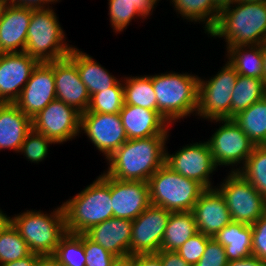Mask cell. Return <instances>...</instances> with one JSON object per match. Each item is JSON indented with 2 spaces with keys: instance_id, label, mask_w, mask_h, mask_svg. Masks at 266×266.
<instances>
[{
  "instance_id": "1",
  "label": "cell",
  "mask_w": 266,
  "mask_h": 266,
  "mask_svg": "<svg viewBox=\"0 0 266 266\" xmlns=\"http://www.w3.org/2000/svg\"><path fill=\"white\" fill-rule=\"evenodd\" d=\"M168 136L128 139L106 161L108 176L123 181L147 182L165 164Z\"/></svg>"
},
{
  "instance_id": "2",
  "label": "cell",
  "mask_w": 266,
  "mask_h": 266,
  "mask_svg": "<svg viewBox=\"0 0 266 266\" xmlns=\"http://www.w3.org/2000/svg\"><path fill=\"white\" fill-rule=\"evenodd\" d=\"M235 5V6H234ZM220 11L211 37H223L226 47L259 45L266 41V3L235 2Z\"/></svg>"
},
{
  "instance_id": "3",
  "label": "cell",
  "mask_w": 266,
  "mask_h": 266,
  "mask_svg": "<svg viewBox=\"0 0 266 266\" xmlns=\"http://www.w3.org/2000/svg\"><path fill=\"white\" fill-rule=\"evenodd\" d=\"M62 207L69 233L84 234L92 226L112 218L110 176L104 171L92 184L62 203Z\"/></svg>"
},
{
  "instance_id": "4",
  "label": "cell",
  "mask_w": 266,
  "mask_h": 266,
  "mask_svg": "<svg viewBox=\"0 0 266 266\" xmlns=\"http://www.w3.org/2000/svg\"><path fill=\"white\" fill-rule=\"evenodd\" d=\"M199 77L188 73L152 75L157 111L172 125L181 118L196 114Z\"/></svg>"
},
{
  "instance_id": "5",
  "label": "cell",
  "mask_w": 266,
  "mask_h": 266,
  "mask_svg": "<svg viewBox=\"0 0 266 266\" xmlns=\"http://www.w3.org/2000/svg\"><path fill=\"white\" fill-rule=\"evenodd\" d=\"M12 225L26 241L29 250L42 256L53 255L67 233L62 205L49 214L27 210L11 218Z\"/></svg>"
},
{
  "instance_id": "6",
  "label": "cell",
  "mask_w": 266,
  "mask_h": 266,
  "mask_svg": "<svg viewBox=\"0 0 266 266\" xmlns=\"http://www.w3.org/2000/svg\"><path fill=\"white\" fill-rule=\"evenodd\" d=\"M65 39V33L52 7L33 9L24 52L40 63L64 59L73 48Z\"/></svg>"
},
{
  "instance_id": "7",
  "label": "cell",
  "mask_w": 266,
  "mask_h": 266,
  "mask_svg": "<svg viewBox=\"0 0 266 266\" xmlns=\"http://www.w3.org/2000/svg\"><path fill=\"white\" fill-rule=\"evenodd\" d=\"M150 204L171 212H189L205 188L192 179L162 165L147 181Z\"/></svg>"
},
{
  "instance_id": "8",
  "label": "cell",
  "mask_w": 266,
  "mask_h": 266,
  "mask_svg": "<svg viewBox=\"0 0 266 266\" xmlns=\"http://www.w3.org/2000/svg\"><path fill=\"white\" fill-rule=\"evenodd\" d=\"M238 73L227 61L209 80L199 77L196 115L208 120L231 119V98Z\"/></svg>"
},
{
  "instance_id": "9",
  "label": "cell",
  "mask_w": 266,
  "mask_h": 266,
  "mask_svg": "<svg viewBox=\"0 0 266 266\" xmlns=\"http://www.w3.org/2000/svg\"><path fill=\"white\" fill-rule=\"evenodd\" d=\"M219 185L232 221L252 225L266 214V198L238 172L228 173Z\"/></svg>"
},
{
  "instance_id": "10",
  "label": "cell",
  "mask_w": 266,
  "mask_h": 266,
  "mask_svg": "<svg viewBox=\"0 0 266 266\" xmlns=\"http://www.w3.org/2000/svg\"><path fill=\"white\" fill-rule=\"evenodd\" d=\"M210 121L222 123L207 141L216 167L232 166L229 172H238L253 152L254 143L233 119ZM238 164H240L239 168H237Z\"/></svg>"
},
{
  "instance_id": "11",
  "label": "cell",
  "mask_w": 266,
  "mask_h": 266,
  "mask_svg": "<svg viewBox=\"0 0 266 266\" xmlns=\"http://www.w3.org/2000/svg\"><path fill=\"white\" fill-rule=\"evenodd\" d=\"M81 113L55 99L32 118V129L55 144H63L80 133Z\"/></svg>"
},
{
  "instance_id": "12",
  "label": "cell",
  "mask_w": 266,
  "mask_h": 266,
  "mask_svg": "<svg viewBox=\"0 0 266 266\" xmlns=\"http://www.w3.org/2000/svg\"><path fill=\"white\" fill-rule=\"evenodd\" d=\"M165 164L174 172L197 181L205 189L214 188L210 176L217 167L207 141L187 144L175 154L166 150Z\"/></svg>"
},
{
  "instance_id": "13",
  "label": "cell",
  "mask_w": 266,
  "mask_h": 266,
  "mask_svg": "<svg viewBox=\"0 0 266 266\" xmlns=\"http://www.w3.org/2000/svg\"><path fill=\"white\" fill-rule=\"evenodd\" d=\"M171 211L149 205L132 221L130 255L156 254L164 236Z\"/></svg>"
},
{
  "instance_id": "14",
  "label": "cell",
  "mask_w": 266,
  "mask_h": 266,
  "mask_svg": "<svg viewBox=\"0 0 266 266\" xmlns=\"http://www.w3.org/2000/svg\"><path fill=\"white\" fill-rule=\"evenodd\" d=\"M80 130L105 155V159L128 140L119 113H82Z\"/></svg>"
},
{
  "instance_id": "15",
  "label": "cell",
  "mask_w": 266,
  "mask_h": 266,
  "mask_svg": "<svg viewBox=\"0 0 266 266\" xmlns=\"http://www.w3.org/2000/svg\"><path fill=\"white\" fill-rule=\"evenodd\" d=\"M55 99L54 70L47 62H42L33 70L14 104L32 119Z\"/></svg>"
},
{
  "instance_id": "16",
  "label": "cell",
  "mask_w": 266,
  "mask_h": 266,
  "mask_svg": "<svg viewBox=\"0 0 266 266\" xmlns=\"http://www.w3.org/2000/svg\"><path fill=\"white\" fill-rule=\"evenodd\" d=\"M40 62L26 52L0 53V103H14Z\"/></svg>"
},
{
  "instance_id": "17",
  "label": "cell",
  "mask_w": 266,
  "mask_h": 266,
  "mask_svg": "<svg viewBox=\"0 0 266 266\" xmlns=\"http://www.w3.org/2000/svg\"><path fill=\"white\" fill-rule=\"evenodd\" d=\"M113 217L134 220L149 205V186L142 181H123L110 177Z\"/></svg>"
},
{
  "instance_id": "18",
  "label": "cell",
  "mask_w": 266,
  "mask_h": 266,
  "mask_svg": "<svg viewBox=\"0 0 266 266\" xmlns=\"http://www.w3.org/2000/svg\"><path fill=\"white\" fill-rule=\"evenodd\" d=\"M54 70L56 99L85 113L90 95L81 81L76 65L68 58L47 62Z\"/></svg>"
},
{
  "instance_id": "19",
  "label": "cell",
  "mask_w": 266,
  "mask_h": 266,
  "mask_svg": "<svg viewBox=\"0 0 266 266\" xmlns=\"http://www.w3.org/2000/svg\"><path fill=\"white\" fill-rule=\"evenodd\" d=\"M192 212L197 232L211 238L232 221L225 199L216 186L201 193Z\"/></svg>"
},
{
  "instance_id": "20",
  "label": "cell",
  "mask_w": 266,
  "mask_h": 266,
  "mask_svg": "<svg viewBox=\"0 0 266 266\" xmlns=\"http://www.w3.org/2000/svg\"><path fill=\"white\" fill-rule=\"evenodd\" d=\"M32 8L0 6V53L24 52ZM20 47V48H19Z\"/></svg>"
},
{
  "instance_id": "21",
  "label": "cell",
  "mask_w": 266,
  "mask_h": 266,
  "mask_svg": "<svg viewBox=\"0 0 266 266\" xmlns=\"http://www.w3.org/2000/svg\"><path fill=\"white\" fill-rule=\"evenodd\" d=\"M119 115L128 139L169 136L170 124L158 111L124 104Z\"/></svg>"
},
{
  "instance_id": "22",
  "label": "cell",
  "mask_w": 266,
  "mask_h": 266,
  "mask_svg": "<svg viewBox=\"0 0 266 266\" xmlns=\"http://www.w3.org/2000/svg\"><path fill=\"white\" fill-rule=\"evenodd\" d=\"M132 220L112 217L84 234L116 257L130 255Z\"/></svg>"
},
{
  "instance_id": "23",
  "label": "cell",
  "mask_w": 266,
  "mask_h": 266,
  "mask_svg": "<svg viewBox=\"0 0 266 266\" xmlns=\"http://www.w3.org/2000/svg\"><path fill=\"white\" fill-rule=\"evenodd\" d=\"M32 130V119L14 103H0V150L19 149Z\"/></svg>"
},
{
  "instance_id": "24",
  "label": "cell",
  "mask_w": 266,
  "mask_h": 266,
  "mask_svg": "<svg viewBox=\"0 0 266 266\" xmlns=\"http://www.w3.org/2000/svg\"><path fill=\"white\" fill-rule=\"evenodd\" d=\"M68 58L76 65L81 81L85 84L90 96L113 87L119 81L90 55L80 51L75 46Z\"/></svg>"
},
{
  "instance_id": "25",
  "label": "cell",
  "mask_w": 266,
  "mask_h": 266,
  "mask_svg": "<svg viewBox=\"0 0 266 266\" xmlns=\"http://www.w3.org/2000/svg\"><path fill=\"white\" fill-rule=\"evenodd\" d=\"M213 238L225 247L228 262L252 256L251 225L231 221Z\"/></svg>"
},
{
  "instance_id": "26",
  "label": "cell",
  "mask_w": 266,
  "mask_h": 266,
  "mask_svg": "<svg viewBox=\"0 0 266 266\" xmlns=\"http://www.w3.org/2000/svg\"><path fill=\"white\" fill-rule=\"evenodd\" d=\"M196 232V222L192 211L171 212L160 250L176 251Z\"/></svg>"
},
{
  "instance_id": "27",
  "label": "cell",
  "mask_w": 266,
  "mask_h": 266,
  "mask_svg": "<svg viewBox=\"0 0 266 266\" xmlns=\"http://www.w3.org/2000/svg\"><path fill=\"white\" fill-rule=\"evenodd\" d=\"M255 146L266 145V96L233 117Z\"/></svg>"
},
{
  "instance_id": "28",
  "label": "cell",
  "mask_w": 266,
  "mask_h": 266,
  "mask_svg": "<svg viewBox=\"0 0 266 266\" xmlns=\"http://www.w3.org/2000/svg\"><path fill=\"white\" fill-rule=\"evenodd\" d=\"M174 10L188 22H203L205 33H209L216 25L220 9L213 0H171Z\"/></svg>"
},
{
  "instance_id": "29",
  "label": "cell",
  "mask_w": 266,
  "mask_h": 266,
  "mask_svg": "<svg viewBox=\"0 0 266 266\" xmlns=\"http://www.w3.org/2000/svg\"><path fill=\"white\" fill-rule=\"evenodd\" d=\"M226 56L238 75L263 79L261 44L227 47Z\"/></svg>"
},
{
  "instance_id": "30",
  "label": "cell",
  "mask_w": 266,
  "mask_h": 266,
  "mask_svg": "<svg viewBox=\"0 0 266 266\" xmlns=\"http://www.w3.org/2000/svg\"><path fill=\"white\" fill-rule=\"evenodd\" d=\"M266 96L263 79L238 75L231 98V119Z\"/></svg>"
},
{
  "instance_id": "31",
  "label": "cell",
  "mask_w": 266,
  "mask_h": 266,
  "mask_svg": "<svg viewBox=\"0 0 266 266\" xmlns=\"http://www.w3.org/2000/svg\"><path fill=\"white\" fill-rule=\"evenodd\" d=\"M124 104L157 111V99L152 85V76L123 77Z\"/></svg>"
},
{
  "instance_id": "32",
  "label": "cell",
  "mask_w": 266,
  "mask_h": 266,
  "mask_svg": "<svg viewBox=\"0 0 266 266\" xmlns=\"http://www.w3.org/2000/svg\"><path fill=\"white\" fill-rule=\"evenodd\" d=\"M238 173L266 198V145L255 146Z\"/></svg>"
},
{
  "instance_id": "33",
  "label": "cell",
  "mask_w": 266,
  "mask_h": 266,
  "mask_svg": "<svg viewBox=\"0 0 266 266\" xmlns=\"http://www.w3.org/2000/svg\"><path fill=\"white\" fill-rule=\"evenodd\" d=\"M62 266H85L84 234L67 232L53 254Z\"/></svg>"
},
{
  "instance_id": "34",
  "label": "cell",
  "mask_w": 266,
  "mask_h": 266,
  "mask_svg": "<svg viewBox=\"0 0 266 266\" xmlns=\"http://www.w3.org/2000/svg\"><path fill=\"white\" fill-rule=\"evenodd\" d=\"M31 253L26 241L12 223L0 232V265L25 258Z\"/></svg>"
},
{
  "instance_id": "35",
  "label": "cell",
  "mask_w": 266,
  "mask_h": 266,
  "mask_svg": "<svg viewBox=\"0 0 266 266\" xmlns=\"http://www.w3.org/2000/svg\"><path fill=\"white\" fill-rule=\"evenodd\" d=\"M124 106L122 79L109 89L94 93L90 96V103L85 113L116 114Z\"/></svg>"
},
{
  "instance_id": "36",
  "label": "cell",
  "mask_w": 266,
  "mask_h": 266,
  "mask_svg": "<svg viewBox=\"0 0 266 266\" xmlns=\"http://www.w3.org/2000/svg\"><path fill=\"white\" fill-rule=\"evenodd\" d=\"M110 23L115 31L122 32L132 22L131 20L139 17L145 19L138 10L133 7L129 0H108Z\"/></svg>"
},
{
  "instance_id": "37",
  "label": "cell",
  "mask_w": 266,
  "mask_h": 266,
  "mask_svg": "<svg viewBox=\"0 0 266 266\" xmlns=\"http://www.w3.org/2000/svg\"><path fill=\"white\" fill-rule=\"evenodd\" d=\"M50 144L55 143L44 134L37 133L32 129L24 139L19 153H24L23 156H26L28 161L39 163L47 157Z\"/></svg>"
},
{
  "instance_id": "38",
  "label": "cell",
  "mask_w": 266,
  "mask_h": 266,
  "mask_svg": "<svg viewBox=\"0 0 266 266\" xmlns=\"http://www.w3.org/2000/svg\"><path fill=\"white\" fill-rule=\"evenodd\" d=\"M209 238V236H206L203 233L196 232L185 243H183L182 246L176 250V252L188 264L194 266L201 259Z\"/></svg>"
},
{
  "instance_id": "39",
  "label": "cell",
  "mask_w": 266,
  "mask_h": 266,
  "mask_svg": "<svg viewBox=\"0 0 266 266\" xmlns=\"http://www.w3.org/2000/svg\"><path fill=\"white\" fill-rule=\"evenodd\" d=\"M85 266H112L117 257L84 234Z\"/></svg>"
},
{
  "instance_id": "40",
  "label": "cell",
  "mask_w": 266,
  "mask_h": 266,
  "mask_svg": "<svg viewBox=\"0 0 266 266\" xmlns=\"http://www.w3.org/2000/svg\"><path fill=\"white\" fill-rule=\"evenodd\" d=\"M225 247L215 238H209L201 259L194 266H227Z\"/></svg>"
},
{
  "instance_id": "41",
  "label": "cell",
  "mask_w": 266,
  "mask_h": 266,
  "mask_svg": "<svg viewBox=\"0 0 266 266\" xmlns=\"http://www.w3.org/2000/svg\"><path fill=\"white\" fill-rule=\"evenodd\" d=\"M252 255L266 261V214L252 225Z\"/></svg>"
},
{
  "instance_id": "42",
  "label": "cell",
  "mask_w": 266,
  "mask_h": 266,
  "mask_svg": "<svg viewBox=\"0 0 266 266\" xmlns=\"http://www.w3.org/2000/svg\"><path fill=\"white\" fill-rule=\"evenodd\" d=\"M2 1L3 3L9 4L11 6H19V7L32 8V9H47L51 8L49 4L52 3L54 4L59 0H2Z\"/></svg>"
},
{
  "instance_id": "43",
  "label": "cell",
  "mask_w": 266,
  "mask_h": 266,
  "mask_svg": "<svg viewBox=\"0 0 266 266\" xmlns=\"http://www.w3.org/2000/svg\"><path fill=\"white\" fill-rule=\"evenodd\" d=\"M163 266H191L176 251L160 250L156 253Z\"/></svg>"
},
{
  "instance_id": "44",
  "label": "cell",
  "mask_w": 266,
  "mask_h": 266,
  "mask_svg": "<svg viewBox=\"0 0 266 266\" xmlns=\"http://www.w3.org/2000/svg\"><path fill=\"white\" fill-rule=\"evenodd\" d=\"M133 7L146 19L153 12V9L160 0H129Z\"/></svg>"
},
{
  "instance_id": "45",
  "label": "cell",
  "mask_w": 266,
  "mask_h": 266,
  "mask_svg": "<svg viewBox=\"0 0 266 266\" xmlns=\"http://www.w3.org/2000/svg\"><path fill=\"white\" fill-rule=\"evenodd\" d=\"M135 266H163L157 254L135 255Z\"/></svg>"
},
{
  "instance_id": "46",
  "label": "cell",
  "mask_w": 266,
  "mask_h": 266,
  "mask_svg": "<svg viewBox=\"0 0 266 266\" xmlns=\"http://www.w3.org/2000/svg\"><path fill=\"white\" fill-rule=\"evenodd\" d=\"M227 266H266V261L252 255L240 260L229 261Z\"/></svg>"
},
{
  "instance_id": "47",
  "label": "cell",
  "mask_w": 266,
  "mask_h": 266,
  "mask_svg": "<svg viewBox=\"0 0 266 266\" xmlns=\"http://www.w3.org/2000/svg\"><path fill=\"white\" fill-rule=\"evenodd\" d=\"M37 264H38V254L31 253L29 256H26L25 258L8 262L0 266H37Z\"/></svg>"
},
{
  "instance_id": "48",
  "label": "cell",
  "mask_w": 266,
  "mask_h": 266,
  "mask_svg": "<svg viewBox=\"0 0 266 266\" xmlns=\"http://www.w3.org/2000/svg\"><path fill=\"white\" fill-rule=\"evenodd\" d=\"M37 266H62L53 255H39L38 254V264Z\"/></svg>"
},
{
  "instance_id": "49",
  "label": "cell",
  "mask_w": 266,
  "mask_h": 266,
  "mask_svg": "<svg viewBox=\"0 0 266 266\" xmlns=\"http://www.w3.org/2000/svg\"><path fill=\"white\" fill-rule=\"evenodd\" d=\"M112 266H135V255L117 257Z\"/></svg>"
},
{
  "instance_id": "50",
  "label": "cell",
  "mask_w": 266,
  "mask_h": 266,
  "mask_svg": "<svg viewBox=\"0 0 266 266\" xmlns=\"http://www.w3.org/2000/svg\"><path fill=\"white\" fill-rule=\"evenodd\" d=\"M11 223V217H8L6 213L0 209V232L9 224Z\"/></svg>"
},
{
  "instance_id": "51",
  "label": "cell",
  "mask_w": 266,
  "mask_h": 266,
  "mask_svg": "<svg viewBox=\"0 0 266 266\" xmlns=\"http://www.w3.org/2000/svg\"><path fill=\"white\" fill-rule=\"evenodd\" d=\"M236 0H213V3L220 9H224L234 4Z\"/></svg>"
},
{
  "instance_id": "52",
  "label": "cell",
  "mask_w": 266,
  "mask_h": 266,
  "mask_svg": "<svg viewBox=\"0 0 266 266\" xmlns=\"http://www.w3.org/2000/svg\"><path fill=\"white\" fill-rule=\"evenodd\" d=\"M262 58H263V80L266 85V41L261 44Z\"/></svg>"
},
{
  "instance_id": "53",
  "label": "cell",
  "mask_w": 266,
  "mask_h": 266,
  "mask_svg": "<svg viewBox=\"0 0 266 266\" xmlns=\"http://www.w3.org/2000/svg\"><path fill=\"white\" fill-rule=\"evenodd\" d=\"M236 2H255V3H266V0H236Z\"/></svg>"
}]
</instances>
